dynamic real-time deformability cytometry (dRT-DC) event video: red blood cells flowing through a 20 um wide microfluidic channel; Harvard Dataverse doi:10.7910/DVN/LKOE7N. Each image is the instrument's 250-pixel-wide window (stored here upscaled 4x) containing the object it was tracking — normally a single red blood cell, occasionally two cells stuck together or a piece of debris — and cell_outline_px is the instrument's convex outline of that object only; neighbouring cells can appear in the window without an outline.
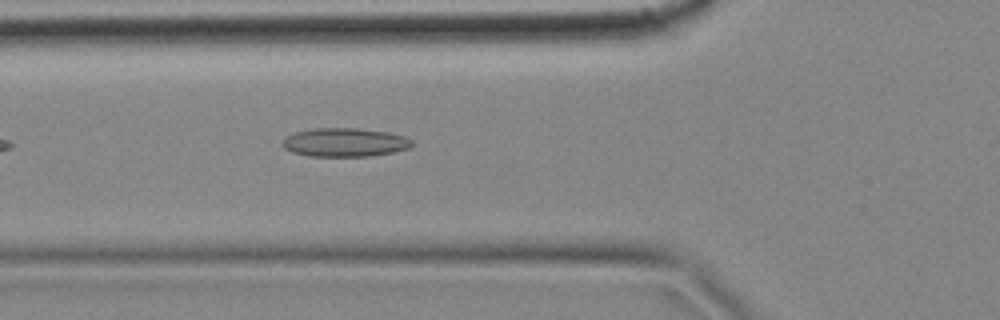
{"species": "common noctule bat (a hibernating species)", "species_latin": "Nyctalus noctula", "temperature_condition": "cold", "stored_images_in_passage": 5, "camera_frame_rate_fps": 3000, "um_per_image_px": 0.085, "animal": {"sex": "female", "body_mass_g": 18.4}, "frame": {"image": 1, "passage_image": 5, "time_ms": 1.333, "image_size_px": [1000, 320], "cell_outline_px": [[412, 148], [392, 152], [368, 156], [308, 156], [292, 152], [284, 148], [280, 144], [284, 136], [292, 132], [316, 128], [356, 128], [388, 132], [404, 136], [412, 140]], "centroid_in_image_um": [29.25, 12.09], "position_along_channel_um": 96.5, "area_um2": 21.85}}